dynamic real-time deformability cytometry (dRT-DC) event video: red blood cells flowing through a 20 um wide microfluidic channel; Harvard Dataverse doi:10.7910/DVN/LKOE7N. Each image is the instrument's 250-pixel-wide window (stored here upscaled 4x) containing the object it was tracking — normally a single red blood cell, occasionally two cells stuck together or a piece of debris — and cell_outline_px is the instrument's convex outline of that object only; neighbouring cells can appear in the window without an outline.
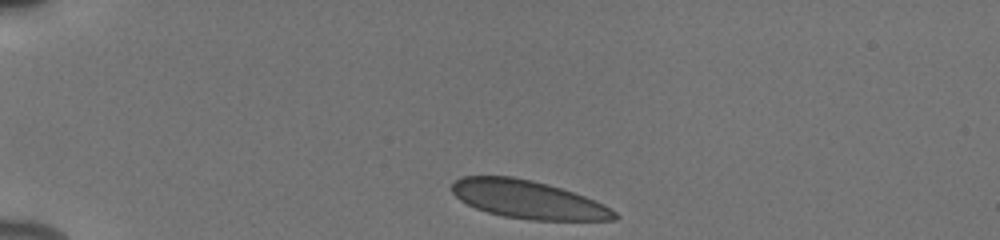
{"species": "human", "species_latin": "Homo sapiens", "temperature_condition": "cold", "stored_images_in_passage": 41, "camera_frame_rate_fps": 3000, "um_per_image_px": 0.085, "donor": {"sex": "male"}, "frame": {"image": 1, "passage_image": 1, "time_ms": 0.0, "image_size_px": [1000, 240], "cell_outline_px": [[620, 216], [616, 220], [532, 220], [504, 216], [488, 212], [476, 208], [460, 200], [452, 192], [452, 184], [456, 180], [464, 176], [512, 176], [532, 180], [548, 184], [584, 196], [604, 204], [616, 212]], "centroid_in_image_um": [44.9, 16.96], "position_along_channel_um": 40.1, "area_um2": 35.89}}
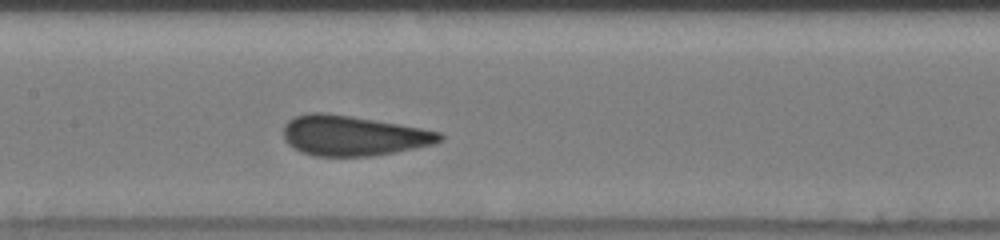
{"frame": {"image": 2, "passage_image": 16, "time_ms": 5.0, "image_size_px": [1000, 240], "cell_outline_px": [[444, 140], [436, 144], [392, 152], [368, 156], [312, 156], [288, 144], [284, 140], [284, 124], [288, 120], [296, 116], [308, 112], [320, 112], [352, 116], [420, 128], [440, 132], [444, 136]], "centroid_in_image_um": [30.01, 11.52], "position_along_channel_um": 177.4, "area_um2": 36.3}}
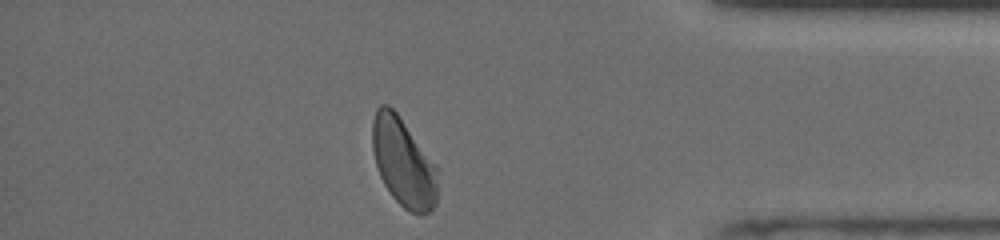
{"frame": {"image": 3, "passage_image": 35, "time_ms": 11.333, "image_size_px": [1000, 240], "cell_outline_px": [[440, 172], [436, 204], [428, 212], [420, 216], [404, 208], [392, 196], [384, 184], [380, 176], [376, 164], [372, 148], [372, 120], [376, 108], [380, 104], [388, 104], [396, 112], [440, 168]], "centroid_in_image_um": [34.33, 13.81], "position_along_channel_um": 400.9, "area_um2": 34.33}, "authors_computed_cell_mechanics": {"area_um2": 35.8938, "velocity_mm_per_s": 3.8775, "shape_relaxation_time_tau1_ms": 10.1221, "shape_relaxation_time_tau2_ms": null, "deformation_change_tau1": 0.1689, "deformation_change_tau2": null}}